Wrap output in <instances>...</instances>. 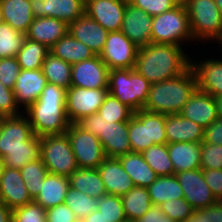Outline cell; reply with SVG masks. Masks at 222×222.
Wrapping results in <instances>:
<instances>
[{
	"label": "cell",
	"instance_id": "obj_1",
	"mask_svg": "<svg viewBox=\"0 0 222 222\" xmlns=\"http://www.w3.org/2000/svg\"><path fill=\"white\" fill-rule=\"evenodd\" d=\"M182 46L155 44L140 47L135 69L151 84L174 78L191 66Z\"/></svg>",
	"mask_w": 222,
	"mask_h": 222
},
{
	"label": "cell",
	"instance_id": "obj_2",
	"mask_svg": "<svg viewBox=\"0 0 222 222\" xmlns=\"http://www.w3.org/2000/svg\"><path fill=\"white\" fill-rule=\"evenodd\" d=\"M26 113L36 136L66 133L71 124L66 115V89L47 83L38 100L23 114Z\"/></svg>",
	"mask_w": 222,
	"mask_h": 222
},
{
	"label": "cell",
	"instance_id": "obj_3",
	"mask_svg": "<svg viewBox=\"0 0 222 222\" xmlns=\"http://www.w3.org/2000/svg\"><path fill=\"white\" fill-rule=\"evenodd\" d=\"M191 66L182 74L151 85L143 110L154 113L179 114L197 89Z\"/></svg>",
	"mask_w": 222,
	"mask_h": 222
},
{
	"label": "cell",
	"instance_id": "obj_4",
	"mask_svg": "<svg viewBox=\"0 0 222 222\" xmlns=\"http://www.w3.org/2000/svg\"><path fill=\"white\" fill-rule=\"evenodd\" d=\"M76 124L99 138L106 157L118 158L132 152L128 135V121L115 122V120L104 119L97 112L82 117Z\"/></svg>",
	"mask_w": 222,
	"mask_h": 222
},
{
	"label": "cell",
	"instance_id": "obj_5",
	"mask_svg": "<svg viewBox=\"0 0 222 222\" xmlns=\"http://www.w3.org/2000/svg\"><path fill=\"white\" fill-rule=\"evenodd\" d=\"M151 85L136 69H113L108 72V93L134 112L143 109Z\"/></svg>",
	"mask_w": 222,
	"mask_h": 222
},
{
	"label": "cell",
	"instance_id": "obj_6",
	"mask_svg": "<svg viewBox=\"0 0 222 222\" xmlns=\"http://www.w3.org/2000/svg\"><path fill=\"white\" fill-rule=\"evenodd\" d=\"M128 135L132 152L142 153L154 144H167L165 115L143 109L134 112L128 121Z\"/></svg>",
	"mask_w": 222,
	"mask_h": 222
},
{
	"label": "cell",
	"instance_id": "obj_7",
	"mask_svg": "<svg viewBox=\"0 0 222 222\" xmlns=\"http://www.w3.org/2000/svg\"><path fill=\"white\" fill-rule=\"evenodd\" d=\"M152 43L182 46L183 41H193L189 17L185 5L180 1L171 10L153 16Z\"/></svg>",
	"mask_w": 222,
	"mask_h": 222
},
{
	"label": "cell",
	"instance_id": "obj_8",
	"mask_svg": "<svg viewBox=\"0 0 222 222\" xmlns=\"http://www.w3.org/2000/svg\"><path fill=\"white\" fill-rule=\"evenodd\" d=\"M181 1L189 17L193 40H216L222 36V13L214 0Z\"/></svg>",
	"mask_w": 222,
	"mask_h": 222
},
{
	"label": "cell",
	"instance_id": "obj_9",
	"mask_svg": "<svg viewBox=\"0 0 222 222\" xmlns=\"http://www.w3.org/2000/svg\"><path fill=\"white\" fill-rule=\"evenodd\" d=\"M39 139L40 158L49 173L69 177L78 168L66 133L41 136Z\"/></svg>",
	"mask_w": 222,
	"mask_h": 222
},
{
	"label": "cell",
	"instance_id": "obj_10",
	"mask_svg": "<svg viewBox=\"0 0 222 222\" xmlns=\"http://www.w3.org/2000/svg\"><path fill=\"white\" fill-rule=\"evenodd\" d=\"M66 134L78 168H95L106 158L103 146L98 137L80 128L76 123L68 126Z\"/></svg>",
	"mask_w": 222,
	"mask_h": 222
},
{
	"label": "cell",
	"instance_id": "obj_11",
	"mask_svg": "<svg viewBox=\"0 0 222 222\" xmlns=\"http://www.w3.org/2000/svg\"><path fill=\"white\" fill-rule=\"evenodd\" d=\"M107 94L108 88L86 89L70 86L66 90V115L70 123L97 113Z\"/></svg>",
	"mask_w": 222,
	"mask_h": 222
},
{
	"label": "cell",
	"instance_id": "obj_12",
	"mask_svg": "<svg viewBox=\"0 0 222 222\" xmlns=\"http://www.w3.org/2000/svg\"><path fill=\"white\" fill-rule=\"evenodd\" d=\"M139 48L121 31L109 32L99 55L109 70L135 69Z\"/></svg>",
	"mask_w": 222,
	"mask_h": 222
},
{
	"label": "cell",
	"instance_id": "obj_13",
	"mask_svg": "<svg viewBox=\"0 0 222 222\" xmlns=\"http://www.w3.org/2000/svg\"><path fill=\"white\" fill-rule=\"evenodd\" d=\"M34 135L25 115L3 117L0 126V157L17 149H28V140Z\"/></svg>",
	"mask_w": 222,
	"mask_h": 222
},
{
	"label": "cell",
	"instance_id": "obj_14",
	"mask_svg": "<svg viewBox=\"0 0 222 222\" xmlns=\"http://www.w3.org/2000/svg\"><path fill=\"white\" fill-rule=\"evenodd\" d=\"M175 176L182 187L184 198L194 210L206 208L218 202L205 182L202 169L182 171Z\"/></svg>",
	"mask_w": 222,
	"mask_h": 222
},
{
	"label": "cell",
	"instance_id": "obj_15",
	"mask_svg": "<svg viewBox=\"0 0 222 222\" xmlns=\"http://www.w3.org/2000/svg\"><path fill=\"white\" fill-rule=\"evenodd\" d=\"M107 65L99 55H95L88 60L72 64L71 86L86 89L108 88Z\"/></svg>",
	"mask_w": 222,
	"mask_h": 222
},
{
	"label": "cell",
	"instance_id": "obj_16",
	"mask_svg": "<svg viewBox=\"0 0 222 222\" xmlns=\"http://www.w3.org/2000/svg\"><path fill=\"white\" fill-rule=\"evenodd\" d=\"M128 0H86L85 14L108 32L120 31Z\"/></svg>",
	"mask_w": 222,
	"mask_h": 222
},
{
	"label": "cell",
	"instance_id": "obj_17",
	"mask_svg": "<svg viewBox=\"0 0 222 222\" xmlns=\"http://www.w3.org/2000/svg\"><path fill=\"white\" fill-rule=\"evenodd\" d=\"M153 17L127 1L121 32L138 48L152 43Z\"/></svg>",
	"mask_w": 222,
	"mask_h": 222
},
{
	"label": "cell",
	"instance_id": "obj_18",
	"mask_svg": "<svg viewBox=\"0 0 222 222\" xmlns=\"http://www.w3.org/2000/svg\"><path fill=\"white\" fill-rule=\"evenodd\" d=\"M47 83L42 69H21L13 88L16 104L26 110L38 100Z\"/></svg>",
	"mask_w": 222,
	"mask_h": 222
},
{
	"label": "cell",
	"instance_id": "obj_19",
	"mask_svg": "<svg viewBox=\"0 0 222 222\" xmlns=\"http://www.w3.org/2000/svg\"><path fill=\"white\" fill-rule=\"evenodd\" d=\"M68 33L89 47L94 55H100L109 32L85 14L68 25Z\"/></svg>",
	"mask_w": 222,
	"mask_h": 222
},
{
	"label": "cell",
	"instance_id": "obj_20",
	"mask_svg": "<svg viewBox=\"0 0 222 222\" xmlns=\"http://www.w3.org/2000/svg\"><path fill=\"white\" fill-rule=\"evenodd\" d=\"M0 199L10 209L33 201L26 188L20 169L6 167L0 180Z\"/></svg>",
	"mask_w": 222,
	"mask_h": 222
},
{
	"label": "cell",
	"instance_id": "obj_21",
	"mask_svg": "<svg viewBox=\"0 0 222 222\" xmlns=\"http://www.w3.org/2000/svg\"><path fill=\"white\" fill-rule=\"evenodd\" d=\"M97 170L105 185L107 194L122 197L135 185L124 170L119 158L106 157Z\"/></svg>",
	"mask_w": 222,
	"mask_h": 222
},
{
	"label": "cell",
	"instance_id": "obj_22",
	"mask_svg": "<svg viewBox=\"0 0 222 222\" xmlns=\"http://www.w3.org/2000/svg\"><path fill=\"white\" fill-rule=\"evenodd\" d=\"M179 114L194 121L204 129L218 118L214 97L198 88Z\"/></svg>",
	"mask_w": 222,
	"mask_h": 222
},
{
	"label": "cell",
	"instance_id": "obj_23",
	"mask_svg": "<svg viewBox=\"0 0 222 222\" xmlns=\"http://www.w3.org/2000/svg\"><path fill=\"white\" fill-rule=\"evenodd\" d=\"M204 128L180 114L165 115L167 143L202 142Z\"/></svg>",
	"mask_w": 222,
	"mask_h": 222
},
{
	"label": "cell",
	"instance_id": "obj_24",
	"mask_svg": "<svg viewBox=\"0 0 222 222\" xmlns=\"http://www.w3.org/2000/svg\"><path fill=\"white\" fill-rule=\"evenodd\" d=\"M68 33V25L53 17L34 18L26 38L42 43L49 49Z\"/></svg>",
	"mask_w": 222,
	"mask_h": 222
},
{
	"label": "cell",
	"instance_id": "obj_25",
	"mask_svg": "<svg viewBox=\"0 0 222 222\" xmlns=\"http://www.w3.org/2000/svg\"><path fill=\"white\" fill-rule=\"evenodd\" d=\"M191 68L197 79V87L213 97L222 94V59L191 62Z\"/></svg>",
	"mask_w": 222,
	"mask_h": 222
},
{
	"label": "cell",
	"instance_id": "obj_26",
	"mask_svg": "<svg viewBox=\"0 0 222 222\" xmlns=\"http://www.w3.org/2000/svg\"><path fill=\"white\" fill-rule=\"evenodd\" d=\"M167 148L174 174L201 169V142L167 143Z\"/></svg>",
	"mask_w": 222,
	"mask_h": 222
},
{
	"label": "cell",
	"instance_id": "obj_27",
	"mask_svg": "<svg viewBox=\"0 0 222 222\" xmlns=\"http://www.w3.org/2000/svg\"><path fill=\"white\" fill-rule=\"evenodd\" d=\"M0 12L2 22L24 34L34 19L30 0H0Z\"/></svg>",
	"mask_w": 222,
	"mask_h": 222
},
{
	"label": "cell",
	"instance_id": "obj_28",
	"mask_svg": "<svg viewBox=\"0 0 222 222\" xmlns=\"http://www.w3.org/2000/svg\"><path fill=\"white\" fill-rule=\"evenodd\" d=\"M40 184V192L33 201L44 209L64 203L70 187L69 177L48 173Z\"/></svg>",
	"mask_w": 222,
	"mask_h": 222
},
{
	"label": "cell",
	"instance_id": "obj_29",
	"mask_svg": "<svg viewBox=\"0 0 222 222\" xmlns=\"http://www.w3.org/2000/svg\"><path fill=\"white\" fill-rule=\"evenodd\" d=\"M118 158L135 186L148 188L158 178L141 153L129 152Z\"/></svg>",
	"mask_w": 222,
	"mask_h": 222
},
{
	"label": "cell",
	"instance_id": "obj_30",
	"mask_svg": "<svg viewBox=\"0 0 222 222\" xmlns=\"http://www.w3.org/2000/svg\"><path fill=\"white\" fill-rule=\"evenodd\" d=\"M69 182L71 188L96 199L107 194L100 173L95 168H77L69 176Z\"/></svg>",
	"mask_w": 222,
	"mask_h": 222
},
{
	"label": "cell",
	"instance_id": "obj_31",
	"mask_svg": "<svg viewBox=\"0 0 222 222\" xmlns=\"http://www.w3.org/2000/svg\"><path fill=\"white\" fill-rule=\"evenodd\" d=\"M50 53L71 65L95 56L89 47L77 41L69 33L50 48Z\"/></svg>",
	"mask_w": 222,
	"mask_h": 222
},
{
	"label": "cell",
	"instance_id": "obj_32",
	"mask_svg": "<svg viewBox=\"0 0 222 222\" xmlns=\"http://www.w3.org/2000/svg\"><path fill=\"white\" fill-rule=\"evenodd\" d=\"M153 205L160 206L168 200L184 198L182 187L175 174L158 176L147 188Z\"/></svg>",
	"mask_w": 222,
	"mask_h": 222
},
{
	"label": "cell",
	"instance_id": "obj_33",
	"mask_svg": "<svg viewBox=\"0 0 222 222\" xmlns=\"http://www.w3.org/2000/svg\"><path fill=\"white\" fill-rule=\"evenodd\" d=\"M121 198L126 219L131 221L141 218L153 205L148 189L141 186H134Z\"/></svg>",
	"mask_w": 222,
	"mask_h": 222
},
{
	"label": "cell",
	"instance_id": "obj_34",
	"mask_svg": "<svg viewBox=\"0 0 222 222\" xmlns=\"http://www.w3.org/2000/svg\"><path fill=\"white\" fill-rule=\"evenodd\" d=\"M41 69L48 83L66 90L71 86L72 65L52 53L47 55Z\"/></svg>",
	"mask_w": 222,
	"mask_h": 222
},
{
	"label": "cell",
	"instance_id": "obj_35",
	"mask_svg": "<svg viewBox=\"0 0 222 222\" xmlns=\"http://www.w3.org/2000/svg\"><path fill=\"white\" fill-rule=\"evenodd\" d=\"M86 0H48L47 17H53L65 22L73 23L85 15Z\"/></svg>",
	"mask_w": 222,
	"mask_h": 222
},
{
	"label": "cell",
	"instance_id": "obj_36",
	"mask_svg": "<svg viewBox=\"0 0 222 222\" xmlns=\"http://www.w3.org/2000/svg\"><path fill=\"white\" fill-rule=\"evenodd\" d=\"M50 53V49L40 42L25 38L22 49L17 53V60L24 70L41 69L42 64Z\"/></svg>",
	"mask_w": 222,
	"mask_h": 222
},
{
	"label": "cell",
	"instance_id": "obj_37",
	"mask_svg": "<svg viewBox=\"0 0 222 222\" xmlns=\"http://www.w3.org/2000/svg\"><path fill=\"white\" fill-rule=\"evenodd\" d=\"M141 154L158 176L174 175L173 163L168 154L167 144H154Z\"/></svg>",
	"mask_w": 222,
	"mask_h": 222
},
{
	"label": "cell",
	"instance_id": "obj_38",
	"mask_svg": "<svg viewBox=\"0 0 222 222\" xmlns=\"http://www.w3.org/2000/svg\"><path fill=\"white\" fill-rule=\"evenodd\" d=\"M40 139L35 134L28 140V149L7 152L3 157L6 167L21 169L28 162L40 158Z\"/></svg>",
	"mask_w": 222,
	"mask_h": 222
},
{
	"label": "cell",
	"instance_id": "obj_39",
	"mask_svg": "<svg viewBox=\"0 0 222 222\" xmlns=\"http://www.w3.org/2000/svg\"><path fill=\"white\" fill-rule=\"evenodd\" d=\"M26 34L13 29L9 24L0 23V58L16 57L22 49Z\"/></svg>",
	"mask_w": 222,
	"mask_h": 222
},
{
	"label": "cell",
	"instance_id": "obj_40",
	"mask_svg": "<svg viewBox=\"0 0 222 222\" xmlns=\"http://www.w3.org/2000/svg\"><path fill=\"white\" fill-rule=\"evenodd\" d=\"M21 175L26 188L34 200L40 192V181L48 175V169L41 158L33 160L24 165L21 169Z\"/></svg>",
	"mask_w": 222,
	"mask_h": 222
},
{
	"label": "cell",
	"instance_id": "obj_41",
	"mask_svg": "<svg viewBox=\"0 0 222 222\" xmlns=\"http://www.w3.org/2000/svg\"><path fill=\"white\" fill-rule=\"evenodd\" d=\"M64 203L70 207L79 221L97 210L98 199L69 187Z\"/></svg>",
	"mask_w": 222,
	"mask_h": 222
},
{
	"label": "cell",
	"instance_id": "obj_42",
	"mask_svg": "<svg viewBox=\"0 0 222 222\" xmlns=\"http://www.w3.org/2000/svg\"><path fill=\"white\" fill-rule=\"evenodd\" d=\"M98 113L102 118L115 120V122L129 121L134 111L127 105L121 103L116 97L108 93L100 106Z\"/></svg>",
	"mask_w": 222,
	"mask_h": 222
},
{
	"label": "cell",
	"instance_id": "obj_43",
	"mask_svg": "<svg viewBox=\"0 0 222 222\" xmlns=\"http://www.w3.org/2000/svg\"><path fill=\"white\" fill-rule=\"evenodd\" d=\"M97 210L108 220V222H123L126 214L122 198L115 195L105 194L98 199Z\"/></svg>",
	"mask_w": 222,
	"mask_h": 222
},
{
	"label": "cell",
	"instance_id": "obj_44",
	"mask_svg": "<svg viewBox=\"0 0 222 222\" xmlns=\"http://www.w3.org/2000/svg\"><path fill=\"white\" fill-rule=\"evenodd\" d=\"M12 222H47L46 209L32 201L12 209Z\"/></svg>",
	"mask_w": 222,
	"mask_h": 222
},
{
	"label": "cell",
	"instance_id": "obj_45",
	"mask_svg": "<svg viewBox=\"0 0 222 222\" xmlns=\"http://www.w3.org/2000/svg\"><path fill=\"white\" fill-rule=\"evenodd\" d=\"M160 207L165 215L178 222H182L191 216L194 210L185 198L168 200Z\"/></svg>",
	"mask_w": 222,
	"mask_h": 222
},
{
	"label": "cell",
	"instance_id": "obj_46",
	"mask_svg": "<svg viewBox=\"0 0 222 222\" xmlns=\"http://www.w3.org/2000/svg\"><path fill=\"white\" fill-rule=\"evenodd\" d=\"M201 169H222V145L201 142Z\"/></svg>",
	"mask_w": 222,
	"mask_h": 222
},
{
	"label": "cell",
	"instance_id": "obj_47",
	"mask_svg": "<svg viewBox=\"0 0 222 222\" xmlns=\"http://www.w3.org/2000/svg\"><path fill=\"white\" fill-rule=\"evenodd\" d=\"M20 72L21 66L16 57L0 58V81L7 88L13 90Z\"/></svg>",
	"mask_w": 222,
	"mask_h": 222
},
{
	"label": "cell",
	"instance_id": "obj_48",
	"mask_svg": "<svg viewBox=\"0 0 222 222\" xmlns=\"http://www.w3.org/2000/svg\"><path fill=\"white\" fill-rule=\"evenodd\" d=\"M150 16L160 15L175 7L181 0H128Z\"/></svg>",
	"mask_w": 222,
	"mask_h": 222
},
{
	"label": "cell",
	"instance_id": "obj_49",
	"mask_svg": "<svg viewBox=\"0 0 222 222\" xmlns=\"http://www.w3.org/2000/svg\"><path fill=\"white\" fill-rule=\"evenodd\" d=\"M19 110L13 90L7 88L0 81V114L3 117L17 116L21 114Z\"/></svg>",
	"mask_w": 222,
	"mask_h": 222
},
{
	"label": "cell",
	"instance_id": "obj_50",
	"mask_svg": "<svg viewBox=\"0 0 222 222\" xmlns=\"http://www.w3.org/2000/svg\"><path fill=\"white\" fill-rule=\"evenodd\" d=\"M47 222H78L73 211L65 203L46 209Z\"/></svg>",
	"mask_w": 222,
	"mask_h": 222
},
{
	"label": "cell",
	"instance_id": "obj_51",
	"mask_svg": "<svg viewBox=\"0 0 222 222\" xmlns=\"http://www.w3.org/2000/svg\"><path fill=\"white\" fill-rule=\"evenodd\" d=\"M205 182L218 201H222V169L203 170Z\"/></svg>",
	"mask_w": 222,
	"mask_h": 222
},
{
	"label": "cell",
	"instance_id": "obj_52",
	"mask_svg": "<svg viewBox=\"0 0 222 222\" xmlns=\"http://www.w3.org/2000/svg\"><path fill=\"white\" fill-rule=\"evenodd\" d=\"M204 142L222 145V118L218 117L204 130Z\"/></svg>",
	"mask_w": 222,
	"mask_h": 222
},
{
	"label": "cell",
	"instance_id": "obj_53",
	"mask_svg": "<svg viewBox=\"0 0 222 222\" xmlns=\"http://www.w3.org/2000/svg\"><path fill=\"white\" fill-rule=\"evenodd\" d=\"M165 213L160 206L152 205L151 208L134 222H164Z\"/></svg>",
	"mask_w": 222,
	"mask_h": 222
},
{
	"label": "cell",
	"instance_id": "obj_54",
	"mask_svg": "<svg viewBox=\"0 0 222 222\" xmlns=\"http://www.w3.org/2000/svg\"><path fill=\"white\" fill-rule=\"evenodd\" d=\"M182 222H212L211 206L193 210V214Z\"/></svg>",
	"mask_w": 222,
	"mask_h": 222
},
{
	"label": "cell",
	"instance_id": "obj_55",
	"mask_svg": "<svg viewBox=\"0 0 222 222\" xmlns=\"http://www.w3.org/2000/svg\"><path fill=\"white\" fill-rule=\"evenodd\" d=\"M34 18L47 17L48 0H30Z\"/></svg>",
	"mask_w": 222,
	"mask_h": 222
},
{
	"label": "cell",
	"instance_id": "obj_56",
	"mask_svg": "<svg viewBox=\"0 0 222 222\" xmlns=\"http://www.w3.org/2000/svg\"><path fill=\"white\" fill-rule=\"evenodd\" d=\"M0 222H12V209L0 199Z\"/></svg>",
	"mask_w": 222,
	"mask_h": 222
},
{
	"label": "cell",
	"instance_id": "obj_57",
	"mask_svg": "<svg viewBox=\"0 0 222 222\" xmlns=\"http://www.w3.org/2000/svg\"><path fill=\"white\" fill-rule=\"evenodd\" d=\"M211 219L212 222H222V201L211 205Z\"/></svg>",
	"mask_w": 222,
	"mask_h": 222
},
{
	"label": "cell",
	"instance_id": "obj_58",
	"mask_svg": "<svg viewBox=\"0 0 222 222\" xmlns=\"http://www.w3.org/2000/svg\"><path fill=\"white\" fill-rule=\"evenodd\" d=\"M81 222H108L99 210H94L88 216L83 218Z\"/></svg>",
	"mask_w": 222,
	"mask_h": 222
},
{
	"label": "cell",
	"instance_id": "obj_59",
	"mask_svg": "<svg viewBox=\"0 0 222 222\" xmlns=\"http://www.w3.org/2000/svg\"><path fill=\"white\" fill-rule=\"evenodd\" d=\"M218 117L222 118V94L214 97Z\"/></svg>",
	"mask_w": 222,
	"mask_h": 222
},
{
	"label": "cell",
	"instance_id": "obj_60",
	"mask_svg": "<svg viewBox=\"0 0 222 222\" xmlns=\"http://www.w3.org/2000/svg\"><path fill=\"white\" fill-rule=\"evenodd\" d=\"M5 168H6V165L4 163V159L0 157V180L4 173Z\"/></svg>",
	"mask_w": 222,
	"mask_h": 222
},
{
	"label": "cell",
	"instance_id": "obj_61",
	"mask_svg": "<svg viewBox=\"0 0 222 222\" xmlns=\"http://www.w3.org/2000/svg\"><path fill=\"white\" fill-rule=\"evenodd\" d=\"M214 2L216 3L220 12L222 13V0H214Z\"/></svg>",
	"mask_w": 222,
	"mask_h": 222
},
{
	"label": "cell",
	"instance_id": "obj_62",
	"mask_svg": "<svg viewBox=\"0 0 222 222\" xmlns=\"http://www.w3.org/2000/svg\"><path fill=\"white\" fill-rule=\"evenodd\" d=\"M164 222H178V221H174L171 218H169L167 215L164 216Z\"/></svg>",
	"mask_w": 222,
	"mask_h": 222
},
{
	"label": "cell",
	"instance_id": "obj_63",
	"mask_svg": "<svg viewBox=\"0 0 222 222\" xmlns=\"http://www.w3.org/2000/svg\"><path fill=\"white\" fill-rule=\"evenodd\" d=\"M215 41H218L222 45V36L220 38H217Z\"/></svg>",
	"mask_w": 222,
	"mask_h": 222
},
{
	"label": "cell",
	"instance_id": "obj_64",
	"mask_svg": "<svg viewBox=\"0 0 222 222\" xmlns=\"http://www.w3.org/2000/svg\"><path fill=\"white\" fill-rule=\"evenodd\" d=\"M123 222H134V221H131V220L126 219V220L123 221Z\"/></svg>",
	"mask_w": 222,
	"mask_h": 222
},
{
	"label": "cell",
	"instance_id": "obj_65",
	"mask_svg": "<svg viewBox=\"0 0 222 222\" xmlns=\"http://www.w3.org/2000/svg\"><path fill=\"white\" fill-rule=\"evenodd\" d=\"M2 22L1 12H0V23Z\"/></svg>",
	"mask_w": 222,
	"mask_h": 222
}]
</instances>
